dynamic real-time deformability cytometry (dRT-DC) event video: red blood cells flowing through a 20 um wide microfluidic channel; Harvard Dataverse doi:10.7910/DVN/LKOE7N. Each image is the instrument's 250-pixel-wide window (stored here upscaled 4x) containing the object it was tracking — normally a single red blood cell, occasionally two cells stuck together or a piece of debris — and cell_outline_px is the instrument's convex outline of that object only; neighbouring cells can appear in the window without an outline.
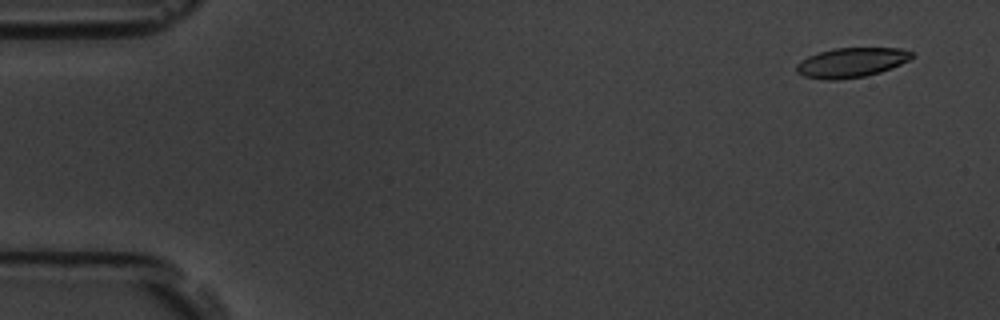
{"species": "common noctule bat (a hibernating species)", "species_latin": "Nyctalus noctula", "temperature_condition": "room temperature", "stored_images_in_passage": 5, "camera_frame_rate_fps": 3000, "um_per_image_px": 0.085, "animal": {"sex": "male", "body_mass_g": 19.5, "forearm_length_mm": 54.6}, "frame": {"image": 1, "passage_image": 1, "time_ms": 0.0, "image_size_px": [1000, 320], "cell_outline_px": [[916, 56], [900, 64], [880, 72], [864, 76], [836, 80], [824, 80], [804, 76], [796, 72], [796, 64], [800, 60], [808, 56], [832, 48], [900, 48], [916, 52]], "centroid_in_image_um": [72.37, 5.31], "position_along_channel_um": 12.6, "area_um2": 20.06}}
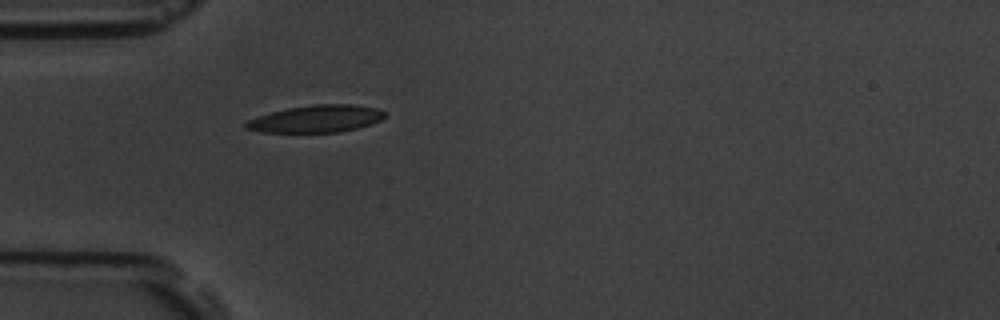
{"frame": {"image": 2, "passage_image": 5, "time_ms": 4.667, "image_size_px": [1000, 320], "cell_outline_px": [[384, 116], [380, 120], [356, 128], [340, 132], [260, 132], [244, 128], [244, 124], [248, 120], [272, 112], [288, 108], [316, 104], [356, 104], [376, 108], [384, 112]], "centroid_in_image_um": [26.86, 10.1], "position_along_channel_um": 58.1, "area_um2": 21.73}}